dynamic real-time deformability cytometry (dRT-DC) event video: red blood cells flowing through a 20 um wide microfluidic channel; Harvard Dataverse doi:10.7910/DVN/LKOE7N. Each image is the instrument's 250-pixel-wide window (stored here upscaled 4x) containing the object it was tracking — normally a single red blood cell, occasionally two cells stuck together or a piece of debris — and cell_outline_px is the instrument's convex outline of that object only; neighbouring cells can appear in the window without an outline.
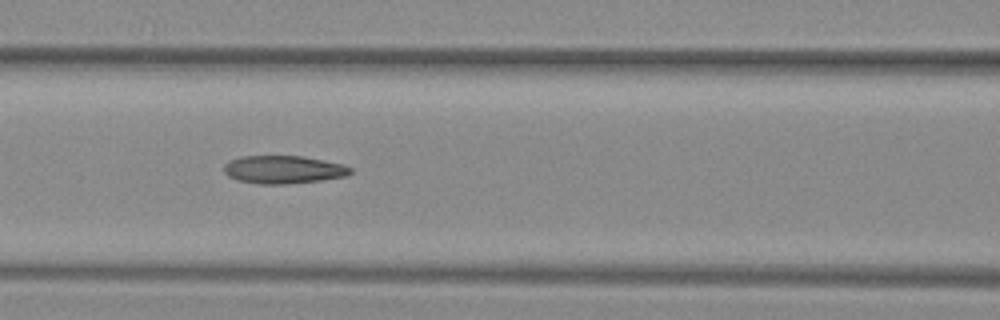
{"species": "common noctule bat (a hibernating species)", "species_latin": "Nyctalus noctula", "temperature_condition": "warm", "stored_images_in_passage": 34, "camera_frame_rate_fps": 3000, "um_per_image_px": 0.085, "animal": {"sex": "female", "body_mass_g": 29.2, "forearm_length_mm": 56.3}, "frame": {"image": 1, "passage_image": 10, "time_ms": 3.0, "image_size_px": [1000, 320], "cell_outline_px": [[352, 172], [348, 176], [320, 180], [288, 184], [256, 184], [236, 180], [228, 176], [224, 172], [224, 164], [232, 160], [244, 156], [300, 156], [344, 164], [352, 168]], "centroid_in_image_um": [24.1, 14.42], "position_along_channel_um": 142.5, "area_um2": 20.63}}
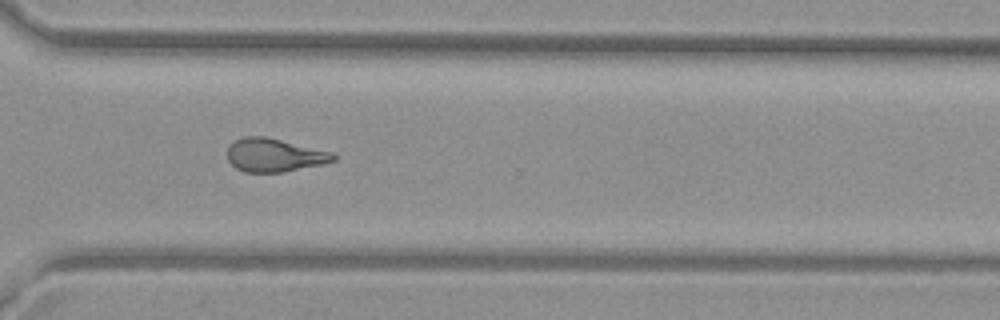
{"frame": {"image": 2, "passage_image": 25, "time_ms": 8.0, "image_size_px": [1000, 320], "cell_outline_px": [[336, 160], [324, 164], [284, 172], [244, 172], [236, 168], [228, 160], [228, 144], [244, 136], [264, 136], [332, 152], [336, 156]], "centroid_in_image_um": [23.31, 13.19], "position_along_channel_um": 347.3, "area_um2": 20.58}, "authors_computed_cell_mechanics": {"area_um2": 20.8947, "velocity_mm_per_s": 4.1095, "shape_relaxation_time_tau1_ms": 10.125, "shape_relaxation_time_tau2_ms": 2.3084, "deformation_change_tau1": 0.2788, "deformation_change_tau2": 0.114}}